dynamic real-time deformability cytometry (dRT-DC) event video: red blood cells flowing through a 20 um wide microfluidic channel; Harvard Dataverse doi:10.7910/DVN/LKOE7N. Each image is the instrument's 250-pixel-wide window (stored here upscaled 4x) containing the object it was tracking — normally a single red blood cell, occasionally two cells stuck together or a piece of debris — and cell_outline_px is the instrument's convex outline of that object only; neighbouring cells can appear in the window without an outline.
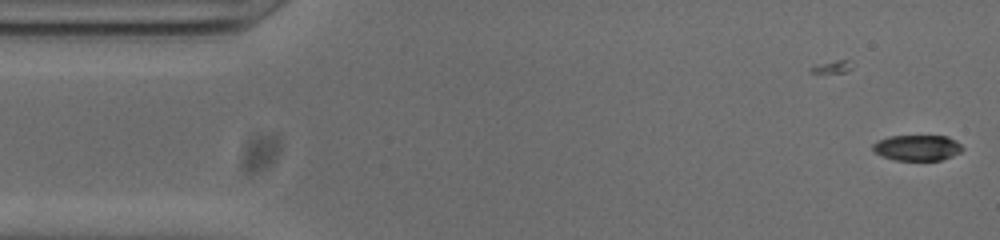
{"species": "common noctule bat (a hibernating species)", "species_latin": "Nyctalus noctula", "temperature_condition": "cold", "stored_images_in_passage": 5, "camera_frame_rate_fps": 3000, "um_per_image_px": 0.085, "animal": {"sex": "male", "body_mass_g": 20.0, "forearm_length_mm": 53.3}, "frame": {"image": 1, "passage_image": 5, "time_ms": 1.333, "image_size_px": [1000, 240], "cell_outline_px": [[964, 148], [960, 152], [952, 156], [940, 160], [896, 160], [880, 156], [872, 148], [872, 144], [876, 140], [888, 136], [948, 136], [956, 140]], "centroid_in_image_um": [77.94, 12.55], "position_along_channel_um": 7.1, "area_um2": 13.53}}